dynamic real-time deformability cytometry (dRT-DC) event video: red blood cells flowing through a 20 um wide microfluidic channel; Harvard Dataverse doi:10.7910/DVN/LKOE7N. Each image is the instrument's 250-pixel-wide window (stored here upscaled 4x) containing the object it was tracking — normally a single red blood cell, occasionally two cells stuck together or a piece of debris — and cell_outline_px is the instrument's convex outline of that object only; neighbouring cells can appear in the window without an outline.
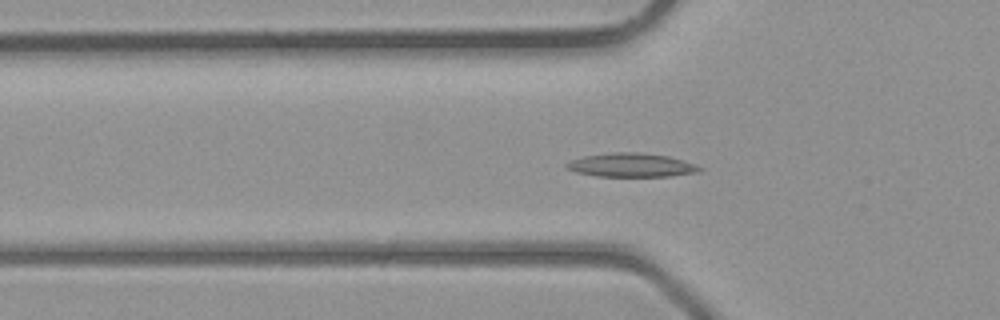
{"species": "common noctule bat (a hibernating species)", "species_latin": "Nyctalus noctula", "temperature_condition": "room temperature", "stored_images_in_passage": 33, "camera_frame_rate_fps": 3000, "um_per_image_px": 0.085, "animal": {"sex": "male", "body_mass_g": 23.1, "forearm_length_mm": 52.7}, "frame": {"image": 1, "passage_image": 11, "time_ms": 3.333, "image_size_px": [1000, 320], "cell_outline_px": [[704, 168], [700, 172], [668, 176], [596, 176], [576, 172], [568, 168], [564, 164], [572, 160], [584, 156], [612, 152], [640, 152], [668, 156], [684, 160]], "centroid_in_image_um": [53.69, 14.03], "position_along_channel_um": 72.1, "area_um2": 18.38}}
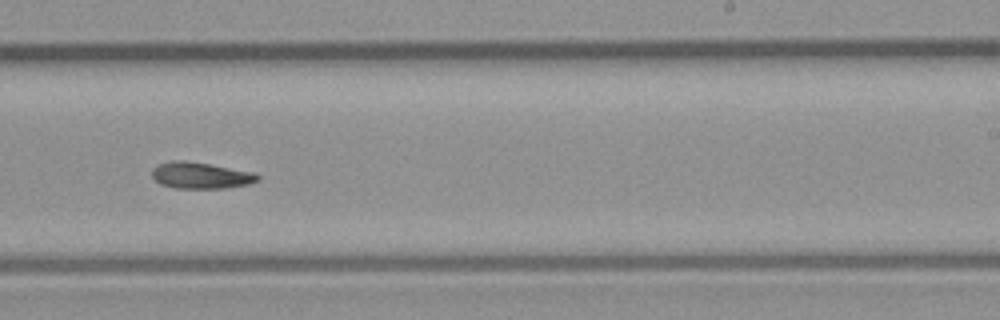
{"frame": {"image": 2, "passage_image": 23, "time_ms": 7.333, "image_size_px": [1000, 320], "cell_outline_px": [[260, 180], [248, 184], [224, 188], [176, 188], [160, 184], [152, 176], [152, 168], [156, 164], [172, 160], [184, 160], [208, 164], [252, 172], [260, 176]], "centroid_in_image_um": [17.02, 14.91], "position_along_channel_um": 272.0, "area_um2": 16.18}}
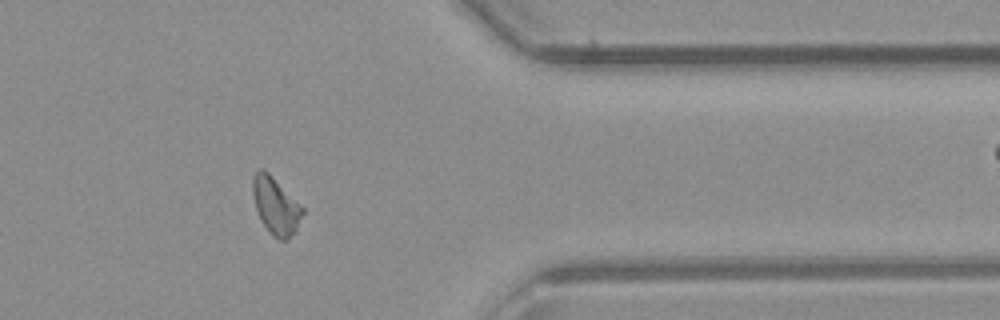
{"frame": {"image": 3, "passage_image": 31, "time_ms": 10.0, "image_size_px": [1000, 320], "cell_outline_px": [[304, 212], [296, 232], [284, 240], [280, 240], [272, 236], [260, 220], [256, 208], [252, 192], [252, 176], [260, 168], [268, 172], [304, 208]], "centroid_in_image_um": [23.43, 17.51], "position_along_channel_um": 388.0, "area_um2": 16.53}}